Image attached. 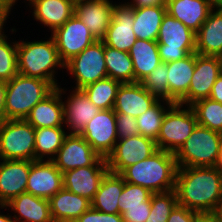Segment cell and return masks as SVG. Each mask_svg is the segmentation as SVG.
Here are the masks:
<instances>
[{
  "mask_svg": "<svg viewBox=\"0 0 222 222\" xmlns=\"http://www.w3.org/2000/svg\"><path fill=\"white\" fill-rule=\"evenodd\" d=\"M114 109L100 110L85 126L80 135L102 158H107L118 140Z\"/></svg>",
  "mask_w": 222,
  "mask_h": 222,
  "instance_id": "13",
  "label": "cell"
},
{
  "mask_svg": "<svg viewBox=\"0 0 222 222\" xmlns=\"http://www.w3.org/2000/svg\"><path fill=\"white\" fill-rule=\"evenodd\" d=\"M157 101L141 83H124L118 88L113 109L115 113L129 114L137 118Z\"/></svg>",
  "mask_w": 222,
  "mask_h": 222,
  "instance_id": "19",
  "label": "cell"
},
{
  "mask_svg": "<svg viewBox=\"0 0 222 222\" xmlns=\"http://www.w3.org/2000/svg\"><path fill=\"white\" fill-rule=\"evenodd\" d=\"M197 213L196 211L177 205L168 217L167 222H194Z\"/></svg>",
  "mask_w": 222,
  "mask_h": 222,
  "instance_id": "44",
  "label": "cell"
},
{
  "mask_svg": "<svg viewBox=\"0 0 222 222\" xmlns=\"http://www.w3.org/2000/svg\"><path fill=\"white\" fill-rule=\"evenodd\" d=\"M6 81L0 80V123L5 120Z\"/></svg>",
  "mask_w": 222,
  "mask_h": 222,
  "instance_id": "47",
  "label": "cell"
},
{
  "mask_svg": "<svg viewBox=\"0 0 222 222\" xmlns=\"http://www.w3.org/2000/svg\"><path fill=\"white\" fill-rule=\"evenodd\" d=\"M168 66L167 63H160L146 78L140 83L158 100H166L173 104L178 102L168 91Z\"/></svg>",
  "mask_w": 222,
  "mask_h": 222,
  "instance_id": "37",
  "label": "cell"
},
{
  "mask_svg": "<svg viewBox=\"0 0 222 222\" xmlns=\"http://www.w3.org/2000/svg\"><path fill=\"white\" fill-rule=\"evenodd\" d=\"M62 173L85 166H108L91 145L80 135L68 133L52 160Z\"/></svg>",
  "mask_w": 222,
  "mask_h": 222,
  "instance_id": "10",
  "label": "cell"
},
{
  "mask_svg": "<svg viewBox=\"0 0 222 222\" xmlns=\"http://www.w3.org/2000/svg\"><path fill=\"white\" fill-rule=\"evenodd\" d=\"M196 53L222 57V9H213L196 33Z\"/></svg>",
  "mask_w": 222,
  "mask_h": 222,
  "instance_id": "26",
  "label": "cell"
},
{
  "mask_svg": "<svg viewBox=\"0 0 222 222\" xmlns=\"http://www.w3.org/2000/svg\"><path fill=\"white\" fill-rule=\"evenodd\" d=\"M124 189V178L108 171L102 178L91 207L107 214H119V198Z\"/></svg>",
  "mask_w": 222,
  "mask_h": 222,
  "instance_id": "28",
  "label": "cell"
},
{
  "mask_svg": "<svg viewBox=\"0 0 222 222\" xmlns=\"http://www.w3.org/2000/svg\"><path fill=\"white\" fill-rule=\"evenodd\" d=\"M213 9H222V0H206Z\"/></svg>",
  "mask_w": 222,
  "mask_h": 222,
  "instance_id": "52",
  "label": "cell"
},
{
  "mask_svg": "<svg viewBox=\"0 0 222 222\" xmlns=\"http://www.w3.org/2000/svg\"><path fill=\"white\" fill-rule=\"evenodd\" d=\"M18 0H2V3L4 5V7L6 8V10L10 13L11 9L13 8V6L15 5L14 3H16ZM25 1H30V0H25Z\"/></svg>",
  "mask_w": 222,
  "mask_h": 222,
  "instance_id": "51",
  "label": "cell"
},
{
  "mask_svg": "<svg viewBox=\"0 0 222 222\" xmlns=\"http://www.w3.org/2000/svg\"><path fill=\"white\" fill-rule=\"evenodd\" d=\"M7 207L14 211L12 216L14 222H54L48 199L25 192L13 198L5 206H0L5 210Z\"/></svg>",
  "mask_w": 222,
  "mask_h": 222,
  "instance_id": "23",
  "label": "cell"
},
{
  "mask_svg": "<svg viewBox=\"0 0 222 222\" xmlns=\"http://www.w3.org/2000/svg\"><path fill=\"white\" fill-rule=\"evenodd\" d=\"M220 222H222V202L220 203L219 207L214 212Z\"/></svg>",
  "mask_w": 222,
  "mask_h": 222,
  "instance_id": "54",
  "label": "cell"
},
{
  "mask_svg": "<svg viewBox=\"0 0 222 222\" xmlns=\"http://www.w3.org/2000/svg\"><path fill=\"white\" fill-rule=\"evenodd\" d=\"M51 37L64 64L96 41L87 26L75 14L54 30Z\"/></svg>",
  "mask_w": 222,
  "mask_h": 222,
  "instance_id": "11",
  "label": "cell"
},
{
  "mask_svg": "<svg viewBox=\"0 0 222 222\" xmlns=\"http://www.w3.org/2000/svg\"><path fill=\"white\" fill-rule=\"evenodd\" d=\"M195 36L191 29L166 13L157 36L161 62H174L196 53Z\"/></svg>",
  "mask_w": 222,
  "mask_h": 222,
  "instance_id": "6",
  "label": "cell"
},
{
  "mask_svg": "<svg viewBox=\"0 0 222 222\" xmlns=\"http://www.w3.org/2000/svg\"><path fill=\"white\" fill-rule=\"evenodd\" d=\"M55 88L50 81L18 73L6 81L5 119H25Z\"/></svg>",
  "mask_w": 222,
  "mask_h": 222,
  "instance_id": "4",
  "label": "cell"
},
{
  "mask_svg": "<svg viewBox=\"0 0 222 222\" xmlns=\"http://www.w3.org/2000/svg\"><path fill=\"white\" fill-rule=\"evenodd\" d=\"M9 14L11 13H9L6 9H0V29L5 27V24L7 22L6 20L7 18H9Z\"/></svg>",
  "mask_w": 222,
  "mask_h": 222,
  "instance_id": "50",
  "label": "cell"
},
{
  "mask_svg": "<svg viewBox=\"0 0 222 222\" xmlns=\"http://www.w3.org/2000/svg\"><path fill=\"white\" fill-rule=\"evenodd\" d=\"M63 188V175L53 161H31L26 193L50 199Z\"/></svg>",
  "mask_w": 222,
  "mask_h": 222,
  "instance_id": "16",
  "label": "cell"
},
{
  "mask_svg": "<svg viewBox=\"0 0 222 222\" xmlns=\"http://www.w3.org/2000/svg\"><path fill=\"white\" fill-rule=\"evenodd\" d=\"M74 222H124L121 214L102 213L90 207Z\"/></svg>",
  "mask_w": 222,
  "mask_h": 222,
  "instance_id": "42",
  "label": "cell"
},
{
  "mask_svg": "<svg viewBox=\"0 0 222 222\" xmlns=\"http://www.w3.org/2000/svg\"><path fill=\"white\" fill-rule=\"evenodd\" d=\"M166 5L134 8L133 31L137 39L157 41Z\"/></svg>",
  "mask_w": 222,
  "mask_h": 222,
  "instance_id": "31",
  "label": "cell"
},
{
  "mask_svg": "<svg viewBox=\"0 0 222 222\" xmlns=\"http://www.w3.org/2000/svg\"><path fill=\"white\" fill-rule=\"evenodd\" d=\"M65 69L75 78L76 86L74 89L77 90L108 77L103 41L96 40L85 48L65 64Z\"/></svg>",
  "mask_w": 222,
  "mask_h": 222,
  "instance_id": "9",
  "label": "cell"
},
{
  "mask_svg": "<svg viewBox=\"0 0 222 222\" xmlns=\"http://www.w3.org/2000/svg\"><path fill=\"white\" fill-rule=\"evenodd\" d=\"M134 8L124 2L114 4L112 18L105 37L104 45L110 46L123 52H129L137 40L133 31Z\"/></svg>",
  "mask_w": 222,
  "mask_h": 222,
  "instance_id": "15",
  "label": "cell"
},
{
  "mask_svg": "<svg viewBox=\"0 0 222 222\" xmlns=\"http://www.w3.org/2000/svg\"><path fill=\"white\" fill-rule=\"evenodd\" d=\"M172 105L173 103L168 102L166 100H158L147 111L139 115L136 119H137L140 135L156 141L159 135L161 124L166 114V111Z\"/></svg>",
  "mask_w": 222,
  "mask_h": 222,
  "instance_id": "35",
  "label": "cell"
},
{
  "mask_svg": "<svg viewBox=\"0 0 222 222\" xmlns=\"http://www.w3.org/2000/svg\"><path fill=\"white\" fill-rule=\"evenodd\" d=\"M156 142L142 135L118 139L113 151L106 158L108 169L121 174L127 167L149 158L157 151Z\"/></svg>",
  "mask_w": 222,
  "mask_h": 222,
  "instance_id": "12",
  "label": "cell"
},
{
  "mask_svg": "<svg viewBox=\"0 0 222 222\" xmlns=\"http://www.w3.org/2000/svg\"><path fill=\"white\" fill-rule=\"evenodd\" d=\"M167 13L194 33L200 30L213 8L206 0H167Z\"/></svg>",
  "mask_w": 222,
  "mask_h": 222,
  "instance_id": "25",
  "label": "cell"
},
{
  "mask_svg": "<svg viewBox=\"0 0 222 222\" xmlns=\"http://www.w3.org/2000/svg\"><path fill=\"white\" fill-rule=\"evenodd\" d=\"M65 68L61 61L53 38L32 42L17 41V69L18 73L50 81L58 87L55 74L56 68Z\"/></svg>",
  "mask_w": 222,
  "mask_h": 222,
  "instance_id": "3",
  "label": "cell"
},
{
  "mask_svg": "<svg viewBox=\"0 0 222 222\" xmlns=\"http://www.w3.org/2000/svg\"><path fill=\"white\" fill-rule=\"evenodd\" d=\"M128 53L133 62L134 83H140L161 63L157 41L137 39Z\"/></svg>",
  "mask_w": 222,
  "mask_h": 222,
  "instance_id": "29",
  "label": "cell"
},
{
  "mask_svg": "<svg viewBox=\"0 0 222 222\" xmlns=\"http://www.w3.org/2000/svg\"><path fill=\"white\" fill-rule=\"evenodd\" d=\"M209 98L222 104V75L221 74L217 78L216 82L214 83Z\"/></svg>",
  "mask_w": 222,
  "mask_h": 222,
  "instance_id": "46",
  "label": "cell"
},
{
  "mask_svg": "<svg viewBox=\"0 0 222 222\" xmlns=\"http://www.w3.org/2000/svg\"><path fill=\"white\" fill-rule=\"evenodd\" d=\"M168 91L179 103L187 94L195 70V53L186 57L168 62Z\"/></svg>",
  "mask_w": 222,
  "mask_h": 222,
  "instance_id": "30",
  "label": "cell"
},
{
  "mask_svg": "<svg viewBox=\"0 0 222 222\" xmlns=\"http://www.w3.org/2000/svg\"><path fill=\"white\" fill-rule=\"evenodd\" d=\"M1 161L0 206H5L16 196L26 192L31 160Z\"/></svg>",
  "mask_w": 222,
  "mask_h": 222,
  "instance_id": "17",
  "label": "cell"
},
{
  "mask_svg": "<svg viewBox=\"0 0 222 222\" xmlns=\"http://www.w3.org/2000/svg\"><path fill=\"white\" fill-rule=\"evenodd\" d=\"M194 222H220L214 212L197 213Z\"/></svg>",
  "mask_w": 222,
  "mask_h": 222,
  "instance_id": "48",
  "label": "cell"
},
{
  "mask_svg": "<svg viewBox=\"0 0 222 222\" xmlns=\"http://www.w3.org/2000/svg\"><path fill=\"white\" fill-rule=\"evenodd\" d=\"M221 142L222 133L197 124L185 143L175 153L177 167L214 166Z\"/></svg>",
  "mask_w": 222,
  "mask_h": 222,
  "instance_id": "5",
  "label": "cell"
},
{
  "mask_svg": "<svg viewBox=\"0 0 222 222\" xmlns=\"http://www.w3.org/2000/svg\"><path fill=\"white\" fill-rule=\"evenodd\" d=\"M214 167L222 175V142H221V145H220V148H219L218 157H217V160H216V163H215Z\"/></svg>",
  "mask_w": 222,
  "mask_h": 222,
  "instance_id": "49",
  "label": "cell"
},
{
  "mask_svg": "<svg viewBox=\"0 0 222 222\" xmlns=\"http://www.w3.org/2000/svg\"><path fill=\"white\" fill-rule=\"evenodd\" d=\"M116 127L118 139H127L140 134L137 119L129 114L116 113Z\"/></svg>",
  "mask_w": 222,
  "mask_h": 222,
  "instance_id": "41",
  "label": "cell"
},
{
  "mask_svg": "<svg viewBox=\"0 0 222 222\" xmlns=\"http://www.w3.org/2000/svg\"><path fill=\"white\" fill-rule=\"evenodd\" d=\"M0 222H14L13 217L8 213L4 215L0 213Z\"/></svg>",
  "mask_w": 222,
  "mask_h": 222,
  "instance_id": "53",
  "label": "cell"
},
{
  "mask_svg": "<svg viewBox=\"0 0 222 222\" xmlns=\"http://www.w3.org/2000/svg\"><path fill=\"white\" fill-rule=\"evenodd\" d=\"M151 211V199L145 202V206L125 207L121 214L124 222H146Z\"/></svg>",
  "mask_w": 222,
  "mask_h": 222,
  "instance_id": "43",
  "label": "cell"
},
{
  "mask_svg": "<svg viewBox=\"0 0 222 222\" xmlns=\"http://www.w3.org/2000/svg\"><path fill=\"white\" fill-rule=\"evenodd\" d=\"M0 160H35V128L25 119L0 123Z\"/></svg>",
  "mask_w": 222,
  "mask_h": 222,
  "instance_id": "7",
  "label": "cell"
},
{
  "mask_svg": "<svg viewBox=\"0 0 222 222\" xmlns=\"http://www.w3.org/2000/svg\"><path fill=\"white\" fill-rule=\"evenodd\" d=\"M120 82L106 77L81 89L101 110L113 109Z\"/></svg>",
  "mask_w": 222,
  "mask_h": 222,
  "instance_id": "34",
  "label": "cell"
},
{
  "mask_svg": "<svg viewBox=\"0 0 222 222\" xmlns=\"http://www.w3.org/2000/svg\"><path fill=\"white\" fill-rule=\"evenodd\" d=\"M220 74L222 75V57H221V71Z\"/></svg>",
  "mask_w": 222,
  "mask_h": 222,
  "instance_id": "56",
  "label": "cell"
},
{
  "mask_svg": "<svg viewBox=\"0 0 222 222\" xmlns=\"http://www.w3.org/2000/svg\"><path fill=\"white\" fill-rule=\"evenodd\" d=\"M185 107L177 103L166 111L155 141L157 149L175 154L191 135L198 122L192 107Z\"/></svg>",
  "mask_w": 222,
  "mask_h": 222,
  "instance_id": "8",
  "label": "cell"
},
{
  "mask_svg": "<svg viewBox=\"0 0 222 222\" xmlns=\"http://www.w3.org/2000/svg\"><path fill=\"white\" fill-rule=\"evenodd\" d=\"M67 134L64 126L35 129V160L52 161Z\"/></svg>",
  "mask_w": 222,
  "mask_h": 222,
  "instance_id": "33",
  "label": "cell"
},
{
  "mask_svg": "<svg viewBox=\"0 0 222 222\" xmlns=\"http://www.w3.org/2000/svg\"><path fill=\"white\" fill-rule=\"evenodd\" d=\"M104 58L109 78L121 84L134 83V67L128 52L104 45Z\"/></svg>",
  "mask_w": 222,
  "mask_h": 222,
  "instance_id": "32",
  "label": "cell"
},
{
  "mask_svg": "<svg viewBox=\"0 0 222 222\" xmlns=\"http://www.w3.org/2000/svg\"><path fill=\"white\" fill-rule=\"evenodd\" d=\"M3 30V31H2ZM4 29H0V80L9 81L18 74L17 42L9 43Z\"/></svg>",
  "mask_w": 222,
  "mask_h": 222,
  "instance_id": "38",
  "label": "cell"
},
{
  "mask_svg": "<svg viewBox=\"0 0 222 222\" xmlns=\"http://www.w3.org/2000/svg\"><path fill=\"white\" fill-rule=\"evenodd\" d=\"M49 207L54 222H74L91 207V201L62 188L49 199Z\"/></svg>",
  "mask_w": 222,
  "mask_h": 222,
  "instance_id": "27",
  "label": "cell"
},
{
  "mask_svg": "<svg viewBox=\"0 0 222 222\" xmlns=\"http://www.w3.org/2000/svg\"><path fill=\"white\" fill-rule=\"evenodd\" d=\"M177 205L175 190L153 193L151 196V211L146 222H167L168 217Z\"/></svg>",
  "mask_w": 222,
  "mask_h": 222,
  "instance_id": "39",
  "label": "cell"
},
{
  "mask_svg": "<svg viewBox=\"0 0 222 222\" xmlns=\"http://www.w3.org/2000/svg\"><path fill=\"white\" fill-rule=\"evenodd\" d=\"M64 124L70 134H80L86 124L101 110L91 102L82 90H73L63 102Z\"/></svg>",
  "mask_w": 222,
  "mask_h": 222,
  "instance_id": "22",
  "label": "cell"
},
{
  "mask_svg": "<svg viewBox=\"0 0 222 222\" xmlns=\"http://www.w3.org/2000/svg\"><path fill=\"white\" fill-rule=\"evenodd\" d=\"M199 125L222 133V104L210 98L191 105Z\"/></svg>",
  "mask_w": 222,
  "mask_h": 222,
  "instance_id": "36",
  "label": "cell"
},
{
  "mask_svg": "<svg viewBox=\"0 0 222 222\" xmlns=\"http://www.w3.org/2000/svg\"><path fill=\"white\" fill-rule=\"evenodd\" d=\"M34 19L51 30V33L69 20L75 11V0H30Z\"/></svg>",
  "mask_w": 222,
  "mask_h": 222,
  "instance_id": "24",
  "label": "cell"
},
{
  "mask_svg": "<svg viewBox=\"0 0 222 222\" xmlns=\"http://www.w3.org/2000/svg\"><path fill=\"white\" fill-rule=\"evenodd\" d=\"M175 154L157 150L149 158L127 167L120 175L125 182L142 186L152 193L174 190L177 172Z\"/></svg>",
  "mask_w": 222,
  "mask_h": 222,
  "instance_id": "2",
  "label": "cell"
},
{
  "mask_svg": "<svg viewBox=\"0 0 222 222\" xmlns=\"http://www.w3.org/2000/svg\"><path fill=\"white\" fill-rule=\"evenodd\" d=\"M178 205L198 213L215 212L222 202V175L212 167L177 168Z\"/></svg>",
  "mask_w": 222,
  "mask_h": 222,
  "instance_id": "1",
  "label": "cell"
},
{
  "mask_svg": "<svg viewBox=\"0 0 222 222\" xmlns=\"http://www.w3.org/2000/svg\"><path fill=\"white\" fill-rule=\"evenodd\" d=\"M221 57L203 56L195 53V70L190 81L188 94L179 102L191 106L196 101L209 98L212 87L220 76Z\"/></svg>",
  "mask_w": 222,
  "mask_h": 222,
  "instance_id": "14",
  "label": "cell"
},
{
  "mask_svg": "<svg viewBox=\"0 0 222 222\" xmlns=\"http://www.w3.org/2000/svg\"><path fill=\"white\" fill-rule=\"evenodd\" d=\"M0 9H6L2 3V0H0Z\"/></svg>",
  "mask_w": 222,
  "mask_h": 222,
  "instance_id": "55",
  "label": "cell"
},
{
  "mask_svg": "<svg viewBox=\"0 0 222 222\" xmlns=\"http://www.w3.org/2000/svg\"><path fill=\"white\" fill-rule=\"evenodd\" d=\"M61 86L56 87L48 96L37 103L25 120L35 129L64 126V106L62 95L66 94ZM64 93V94H63Z\"/></svg>",
  "mask_w": 222,
  "mask_h": 222,
  "instance_id": "20",
  "label": "cell"
},
{
  "mask_svg": "<svg viewBox=\"0 0 222 222\" xmlns=\"http://www.w3.org/2000/svg\"><path fill=\"white\" fill-rule=\"evenodd\" d=\"M131 1L127 2V4H129L133 8H141L147 6L166 5L167 0H131Z\"/></svg>",
  "mask_w": 222,
  "mask_h": 222,
  "instance_id": "45",
  "label": "cell"
},
{
  "mask_svg": "<svg viewBox=\"0 0 222 222\" xmlns=\"http://www.w3.org/2000/svg\"><path fill=\"white\" fill-rule=\"evenodd\" d=\"M113 1L79 0L75 2L74 14L87 26L96 40H102L112 18Z\"/></svg>",
  "mask_w": 222,
  "mask_h": 222,
  "instance_id": "18",
  "label": "cell"
},
{
  "mask_svg": "<svg viewBox=\"0 0 222 222\" xmlns=\"http://www.w3.org/2000/svg\"><path fill=\"white\" fill-rule=\"evenodd\" d=\"M152 192L142 186L135 185L124 181V189L119 198V214L125 212V207L145 206L149 201Z\"/></svg>",
  "mask_w": 222,
  "mask_h": 222,
  "instance_id": "40",
  "label": "cell"
},
{
  "mask_svg": "<svg viewBox=\"0 0 222 222\" xmlns=\"http://www.w3.org/2000/svg\"><path fill=\"white\" fill-rule=\"evenodd\" d=\"M108 166H85L62 173L63 188L92 201Z\"/></svg>",
  "mask_w": 222,
  "mask_h": 222,
  "instance_id": "21",
  "label": "cell"
}]
</instances>
